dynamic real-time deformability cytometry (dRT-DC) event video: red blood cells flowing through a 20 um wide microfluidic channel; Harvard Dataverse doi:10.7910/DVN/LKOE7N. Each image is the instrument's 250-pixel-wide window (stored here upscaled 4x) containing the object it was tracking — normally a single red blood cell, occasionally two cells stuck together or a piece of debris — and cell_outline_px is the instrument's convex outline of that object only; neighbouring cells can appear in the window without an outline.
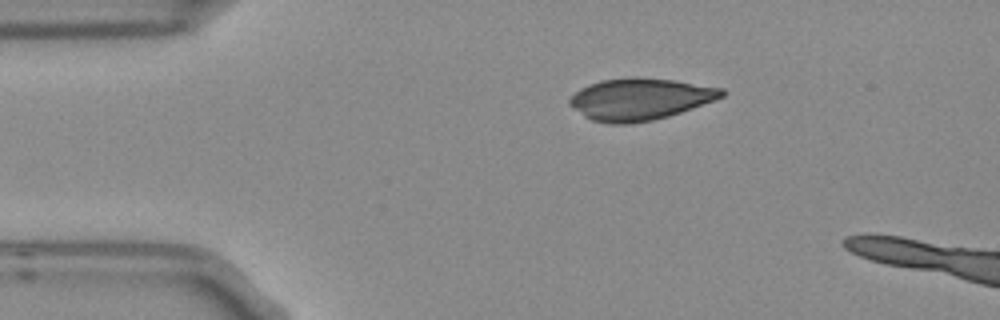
{"species": "Egyptian fruit bat (a non-hibernating species)", "species_latin": "Rousettus aegyptiacus", "temperature_condition": "room temperature", "stored_images_in_passage": 3, "camera_frame_rate_fps": 3000, "um_per_image_px": 0.085, "frame": {"image": 1, "passage_image": 1, "time_ms": 0.0, "image_size_px": [1000, 320], "cell_outline_px": [[728, 92], [724, 96], [716, 100], [668, 116], [652, 120], [628, 124], [608, 124], [592, 120], [584, 116], [568, 104], [568, 100], [580, 88], [588, 84], [600, 80], [632, 76], [636, 76], [676, 80], [724, 88]], "centroid_in_image_um": [54.41, 8.41], "position_along_channel_um": 30.6, "area_um2": 37.45}}